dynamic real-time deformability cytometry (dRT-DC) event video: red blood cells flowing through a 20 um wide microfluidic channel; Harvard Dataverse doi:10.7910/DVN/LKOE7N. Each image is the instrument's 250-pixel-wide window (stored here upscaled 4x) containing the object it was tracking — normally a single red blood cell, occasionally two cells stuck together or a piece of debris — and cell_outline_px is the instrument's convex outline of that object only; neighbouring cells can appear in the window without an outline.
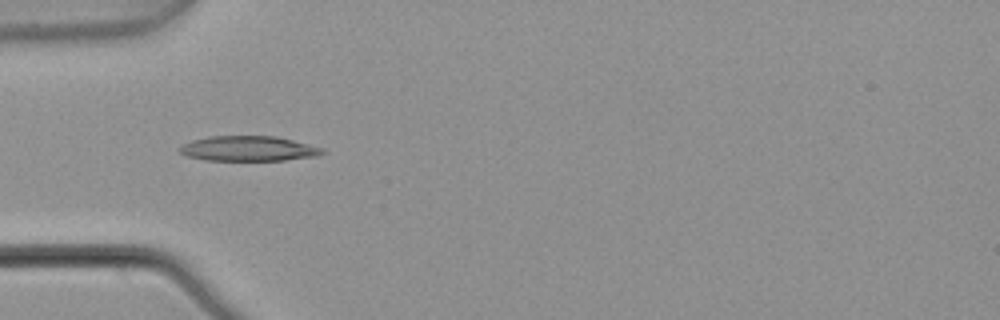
{"species": "common noctule bat (a hibernating species)", "species_latin": "Nyctalus noctula", "temperature_condition": "warm", "stored_images_in_passage": 4, "camera_frame_rate_fps": 3000, "um_per_image_px": 0.085, "animal": {"sex": "male", "body_mass_g": 21.5, "forearm_length_mm": 52.0}, "frame": {"image": 1, "passage_image": 3, "time_ms": 0.667, "image_size_px": [1000, 320], "cell_outline_px": [[324, 152], [320, 156], [284, 160], [204, 160], [188, 156], [180, 152], [176, 148], [192, 140], [208, 136], [276, 136], [324, 148]], "centroid_in_image_um": [21.12, 12.63], "position_along_channel_um": 63.9, "area_um2": 20.87}}
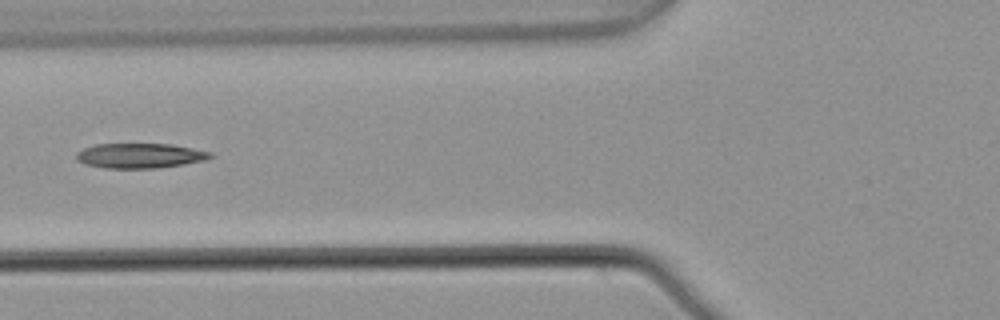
{"frame": {"image": 2, "passage_image": 4, "time_ms": 1.0, "image_size_px": [1000, 320], "cell_outline_px": [[212, 156], [204, 160], [184, 164], [156, 168], [104, 168], [84, 164], [76, 160], [76, 152], [92, 144], [172, 144], [212, 152]], "centroid_in_image_um": [11.85, 13.23], "position_along_channel_um": 114.0, "area_um2": 19.48}}